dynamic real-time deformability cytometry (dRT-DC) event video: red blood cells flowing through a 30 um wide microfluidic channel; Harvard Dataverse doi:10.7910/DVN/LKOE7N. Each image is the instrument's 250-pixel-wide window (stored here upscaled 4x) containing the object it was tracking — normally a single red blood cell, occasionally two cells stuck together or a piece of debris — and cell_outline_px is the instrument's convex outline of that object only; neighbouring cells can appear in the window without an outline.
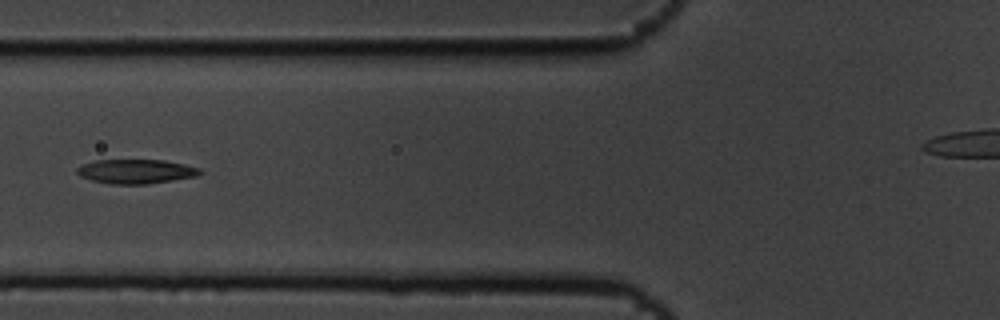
{"species": "common noctule bat (a hibernating species)", "species_latin": "Nyctalus noctula", "temperature_condition": "cold", "stored_images_in_passage": 6, "camera_frame_rate_fps": 3000, "um_per_image_px": 0.085, "animal": {"sex": "male", "body_mass_g": 19.5, "forearm_length_mm": 54.6}, "frame": {"image": 1, "passage_image": 6, "time_ms": 1.667, "image_size_px": [1000, 320], "cell_outline_px": [[204, 172], [196, 176], [148, 184], [112, 184], [92, 180], [80, 176], [76, 172], [76, 168], [80, 164], [92, 160], [164, 160], [184, 164], [200, 168]], "centroid_in_image_um": [11.53, 14.56], "position_along_channel_um": 114.3, "area_um2": 17.51}}